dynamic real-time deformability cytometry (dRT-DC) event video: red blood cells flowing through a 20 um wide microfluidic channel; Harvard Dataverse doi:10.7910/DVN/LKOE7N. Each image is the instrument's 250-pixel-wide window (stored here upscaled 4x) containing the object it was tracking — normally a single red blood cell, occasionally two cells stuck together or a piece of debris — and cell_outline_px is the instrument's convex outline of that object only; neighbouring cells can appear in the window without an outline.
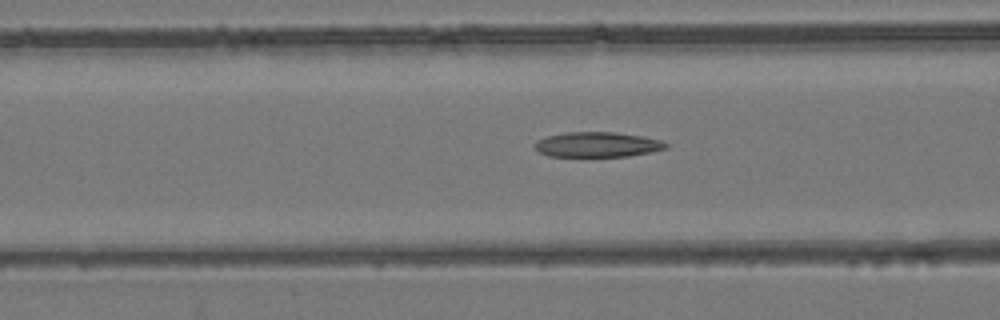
{"species": "common noctule bat (a hibernating species)", "species_latin": "Nyctalus noctula", "temperature_condition": "room temperature", "stored_images_in_passage": 50, "camera_frame_rate_fps": 3000, "um_per_image_px": 0.085, "animal": {"sex": "female", "body_mass_g": 24.6, "forearm_length_mm": 56.2}, "frame": {"image": 1, "passage_image": 17, "time_ms": 5.333, "image_size_px": [1000, 320], "cell_outline_px": [[668, 148], [652, 152], [628, 156], [548, 156], [540, 152], [536, 148], [536, 140], [548, 136], [564, 132], [612, 132], [640, 136], [660, 140], [668, 144]], "centroid_in_image_um": [50.79, 12.29], "position_along_channel_um": 115.8, "area_um2": 18.96}}
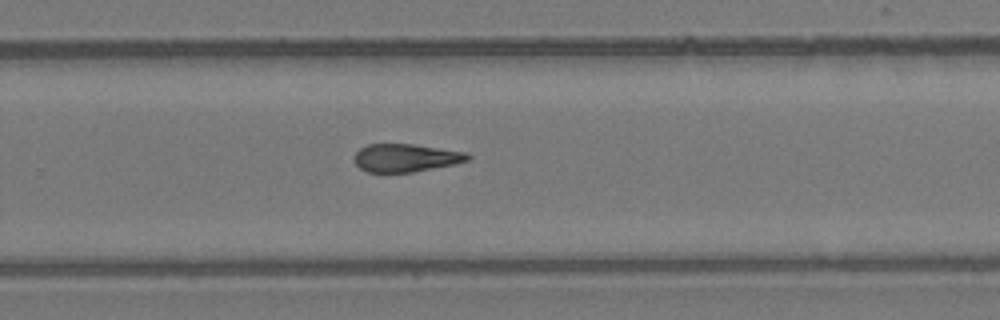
{"frame": {"image": 2, "passage_image": 31, "time_ms": 10.0, "image_size_px": [1000, 320], "cell_outline_px": [[472, 156], [468, 160], [456, 164], [412, 172], [364, 172], [352, 160], [352, 156], [360, 148], [368, 144], [412, 144], [468, 152]], "centroid_in_image_um": [34.47, 13.41], "position_along_channel_um": 295.3, "area_um2": 18.73}}
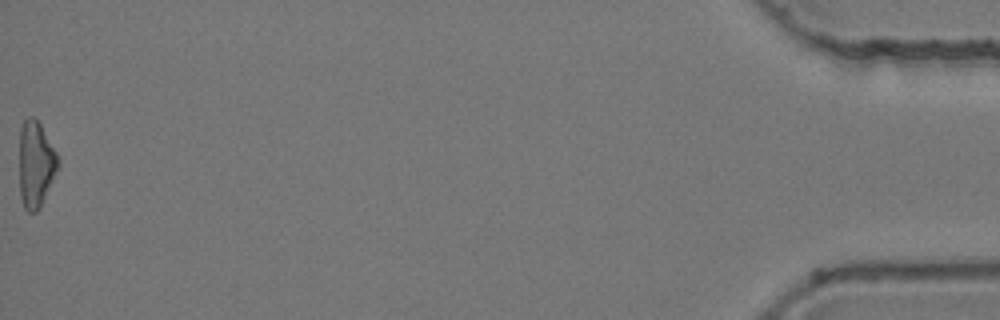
{"frame": {"image": 3, "passage_image": 50, "time_ms": 16.333, "image_size_px": [1000, 320], "cell_outline_px": [[60, 164], [40, 208], [36, 212], [28, 212], [24, 208], [20, 196], [20, 128], [24, 120], [28, 116], [32, 116], [40, 124], [56, 152]], "centroid_in_image_um": [3.04, 13.98], "position_along_channel_um": 432.2, "area_um2": 19.31}, "authors_computed_cell_mechanics": {"area_um2": 19.4497, "velocity_mm_per_s": 3.8467, "shape_relaxation_time_tau1_ms": null, "shape_relaxation_time_tau2_ms": 6.0004, "deformation_change_tau1": null, "deformation_change_tau2": 0.1833}}